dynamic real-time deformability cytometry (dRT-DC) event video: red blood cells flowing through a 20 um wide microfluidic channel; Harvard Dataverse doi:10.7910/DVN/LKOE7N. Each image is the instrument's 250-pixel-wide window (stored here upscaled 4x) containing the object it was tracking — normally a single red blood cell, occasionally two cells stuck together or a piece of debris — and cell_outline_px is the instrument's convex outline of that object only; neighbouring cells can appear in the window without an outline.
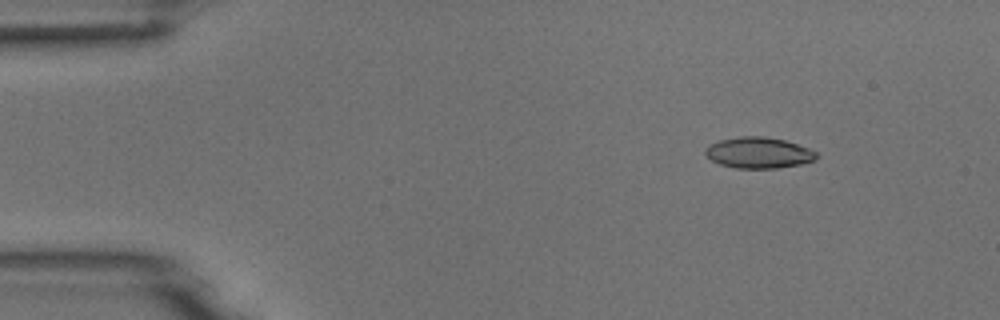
{"species": "common noctule bat (a hibernating species)", "species_latin": "Nyctalus noctula", "temperature_condition": "room temperature", "stored_images_in_passage": 7, "camera_frame_rate_fps": 3000, "um_per_image_px": 0.085, "animal": {"sex": "male", "body_mass_g": 18.8}, "frame": {"image": 1, "passage_image": 2, "time_ms": 0.333, "image_size_px": [1000, 320], "cell_outline_px": [[820, 156], [816, 160], [800, 164], [776, 168], [736, 168], [720, 164], [712, 160], [704, 152], [704, 148], [708, 144], [720, 140], [740, 136], [764, 136], [784, 140], [808, 148], [816, 152]], "centroid_in_image_um": [64.48, 12.98], "position_along_channel_um": 20.5, "area_um2": 20.11}}
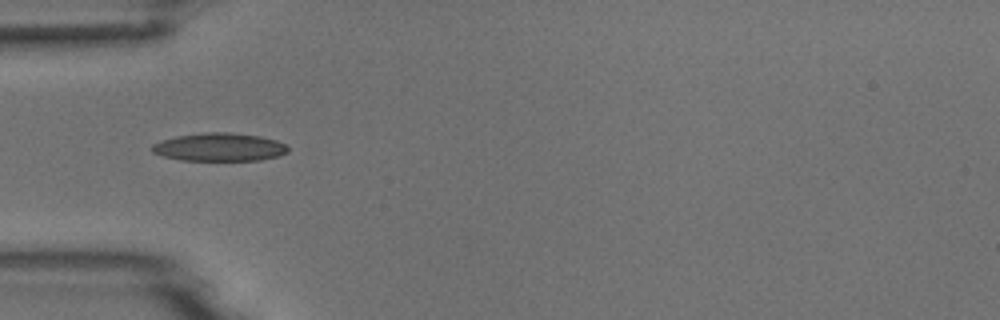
{"frame": {"image": 2, "passage_image": 5, "time_ms": 1.333, "image_size_px": [1000, 320], "cell_outline_px": [[288, 152], [280, 156], [260, 160], [180, 160], [164, 156], [152, 152], [152, 144], [176, 136], [204, 132], [228, 132], [260, 136], [276, 140], [284, 144], [288, 148]], "centroid_in_image_um": [18.67, 12.5], "position_along_channel_um": 66.3, "area_um2": 22.2}}